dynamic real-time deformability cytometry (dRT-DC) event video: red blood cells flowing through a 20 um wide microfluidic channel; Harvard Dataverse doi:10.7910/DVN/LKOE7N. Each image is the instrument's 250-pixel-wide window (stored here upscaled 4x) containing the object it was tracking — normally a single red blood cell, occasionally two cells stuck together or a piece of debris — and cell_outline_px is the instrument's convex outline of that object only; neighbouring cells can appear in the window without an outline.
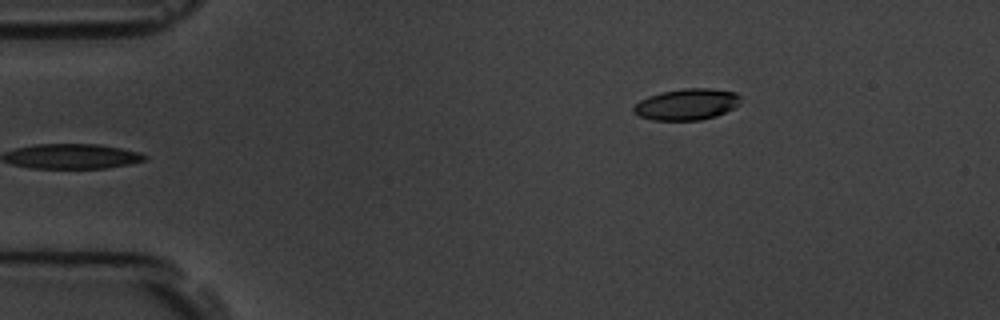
{"species": "common noctule bat (a hibernating species)", "species_latin": "Nyctalus noctula", "temperature_condition": "room temperature", "stored_images_in_passage": 4, "camera_frame_rate_fps": 3000, "um_per_image_px": 0.085, "animal": {"sex": "male", "body_mass_g": 19.5, "forearm_length_mm": 54.6}, "frame": {"image": 1, "passage_image": 4, "time_ms": 3.667, "image_size_px": [1000, 320], "cell_outline_px": [[740, 104], [716, 116], [700, 120], [652, 120], [640, 116], [632, 112], [632, 108], [640, 100], [648, 96], [660, 92], [684, 88], [708, 88], [736, 92], [740, 96]], "centroid_in_image_um": [58.36, 8.86], "position_along_channel_um": 26.6, "area_um2": 19.54}}